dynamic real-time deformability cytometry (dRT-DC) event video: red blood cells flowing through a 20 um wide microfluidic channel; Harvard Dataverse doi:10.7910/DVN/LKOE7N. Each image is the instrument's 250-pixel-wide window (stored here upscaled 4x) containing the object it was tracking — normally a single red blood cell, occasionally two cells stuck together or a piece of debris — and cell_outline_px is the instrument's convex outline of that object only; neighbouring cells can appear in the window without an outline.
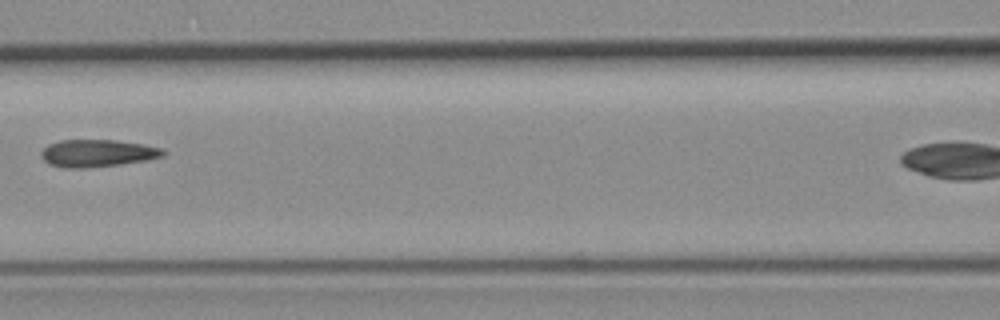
{"species": "common noctule bat (a hibernating species)", "species_latin": "Nyctalus noctula", "temperature_condition": "room temperature", "stored_images_in_passage": 9, "camera_frame_rate_fps": 3000, "um_per_image_px": 0.085, "animal": {"sex": "female", "body_mass_g": 19.3, "forearm_length_mm": 54.1}, "frame": {"image": 1, "passage_image": 6, "time_ms": 1.667, "image_size_px": [1000, 320], "cell_outline_px": [[168, 152], [164, 156], [148, 160], [120, 164], [84, 168], [64, 168], [48, 164], [40, 156], [40, 152], [48, 144], [60, 140], [116, 140], [144, 144], [164, 148]], "centroid_in_image_um": [8.3, 13.02], "position_along_channel_um": 158.3, "area_um2": 19.71}}
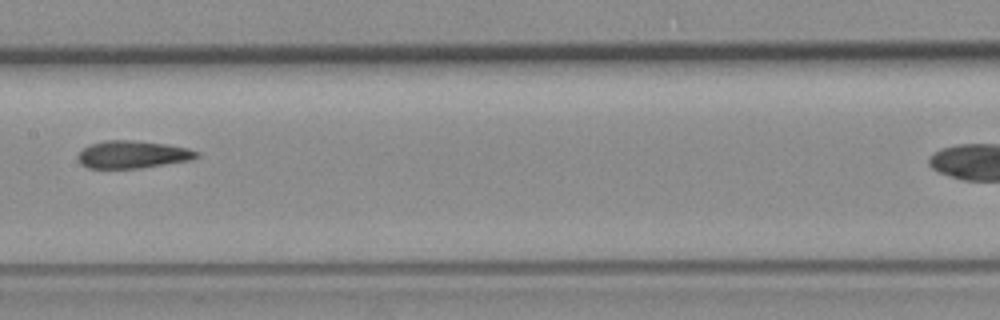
{"frame": {"image": 2, "passage_image": 7, "time_ms": 2.0, "image_size_px": [1000, 320], "cell_outline_px": [[200, 156], [188, 160], [140, 168], [88, 168], [80, 164], [76, 156], [84, 148], [92, 144], [104, 140], [132, 140], [168, 144], [188, 148], [200, 152]], "centroid_in_image_um": [11.26, 13.13], "position_along_channel_um": 196.1, "area_um2": 19.02}}
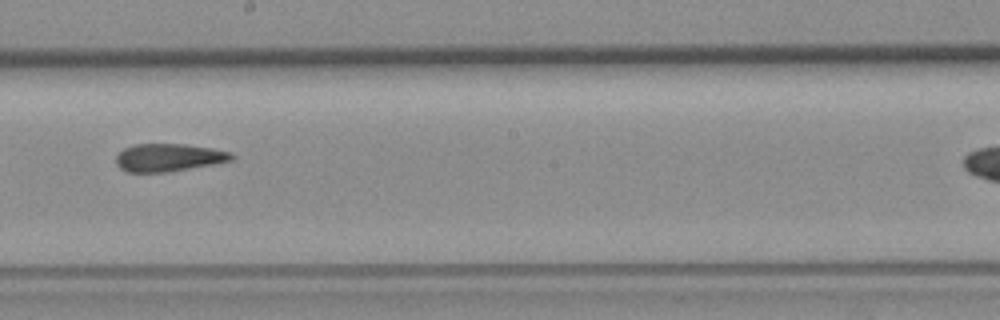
{"frame": {"image": 3, "passage_image": 8, "time_ms": 2.333, "image_size_px": [1000, 320], "cell_outline_px": [[236, 156], [232, 160], [212, 164], [168, 172], [128, 172], [120, 168], [116, 164], [116, 156], [124, 148], [136, 144], [184, 144], [212, 148], [228, 152]], "centroid_in_image_um": [14.31, 13.39], "position_along_channel_um": 233.9, "area_um2": 18.55}}